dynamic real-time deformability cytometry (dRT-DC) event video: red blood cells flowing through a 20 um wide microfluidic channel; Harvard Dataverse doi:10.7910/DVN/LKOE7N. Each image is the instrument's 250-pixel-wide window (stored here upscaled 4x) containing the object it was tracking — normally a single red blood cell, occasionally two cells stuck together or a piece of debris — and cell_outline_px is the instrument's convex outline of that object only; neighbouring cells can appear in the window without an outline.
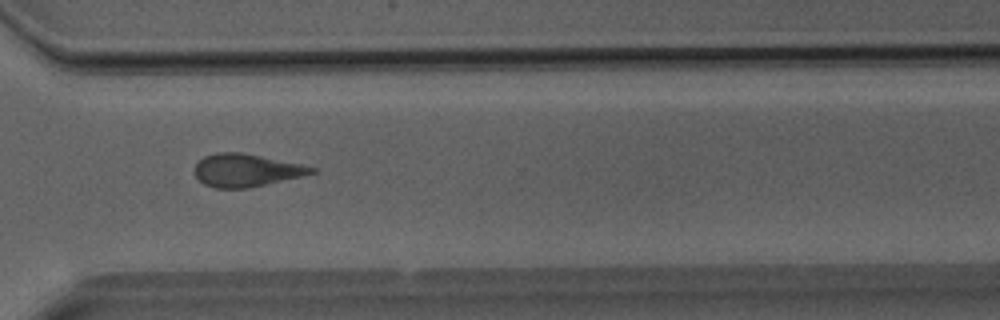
{"species": "Egyptian fruit bat (a non-hibernating species)", "species_latin": "Rousettus aegyptiacus", "temperature_condition": "room temperature", "stored_images_in_passage": 31, "camera_frame_rate_fps": 3000, "um_per_image_px": 0.085, "animal": {"sex": "male"}, "frame": {"image": 1, "passage_image": 21, "time_ms": 6.667, "image_size_px": [1000, 320], "cell_outline_px": [[316, 172], [300, 176], [248, 188], [216, 188], [204, 184], [192, 172], [196, 164], [204, 156], [216, 152], [240, 152], [300, 164], [316, 168]], "centroid_in_image_um": [20.86, 14.47], "position_along_channel_um": 349.7, "area_um2": 22.02}}
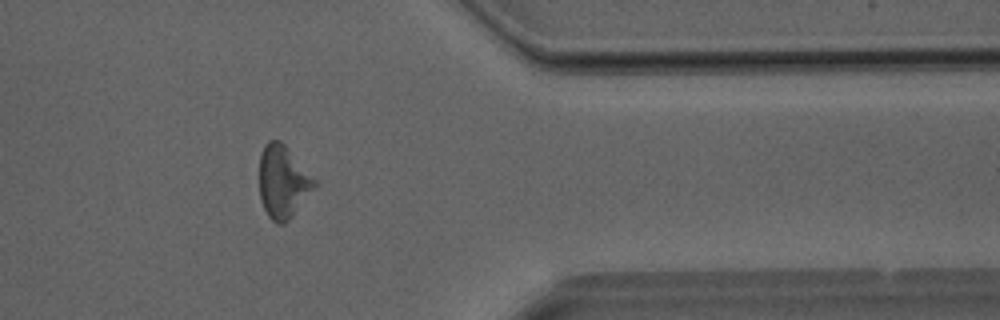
{"frame": {"image": 2, "passage_image": 24, "time_ms": 7.667, "image_size_px": [1000, 320], "cell_outline_px": [[316, 184], [288, 220], [280, 224], [276, 224], [268, 216], [260, 200], [260, 156], [264, 144], [268, 140], [280, 140], [284, 144], [316, 180]], "centroid_in_image_um": [24.01, 15.43], "position_along_channel_um": 387.4, "area_um2": 22.77}}
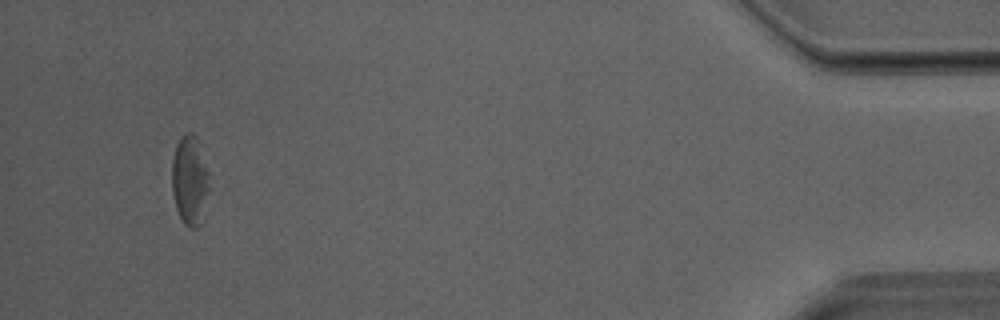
{"frame": {"image": 3, "passage_image": 29, "time_ms": 9.333, "image_size_px": [1000, 320], "cell_outline_px": [[208, 216], [196, 228], [188, 228], [184, 224], [176, 208], [172, 192], [172, 160], [176, 144], [180, 136], [184, 132], [192, 132], [196, 136], [208, 172]], "centroid_in_image_um": [16.15, 15.39], "position_along_channel_um": 419.0, "area_um2": 20.06}}